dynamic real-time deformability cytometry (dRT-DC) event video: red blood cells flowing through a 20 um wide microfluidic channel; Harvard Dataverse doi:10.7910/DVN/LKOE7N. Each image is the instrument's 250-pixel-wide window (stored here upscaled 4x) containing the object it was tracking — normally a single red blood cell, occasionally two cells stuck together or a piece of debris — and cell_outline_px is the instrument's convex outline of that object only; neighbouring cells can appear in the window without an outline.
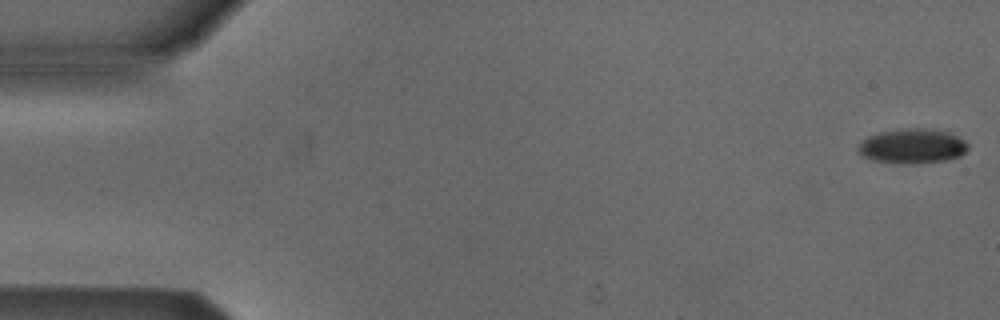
{"species": "Egyptian fruit bat (a non-hibernating species)", "species_latin": "Rousettus aegyptiacus", "temperature_condition": "cold", "stored_images_in_passage": 6, "camera_frame_rate_fps": 3000, "um_per_image_px": 0.085, "animal": {"sex": "male"}, "frame": {"image": 1, "passage_image": 1, "time_ms": 0.0, "image_size_px": [1000, 320], "cell_outline_px": [[968, 148], [960, 156], [948, 160], [912, 164], [900, 164], [872, 160], [860, 156], [856, 152], [860, 144], [868, 136], [880, 132], [896, 128], [932, 128], [948, 132], [964, 140], [968, 144]], "centroid_in_image_um": [77.53, 12.42], "position_along_channel_um": 7.5, "area_um2": 22.6}}
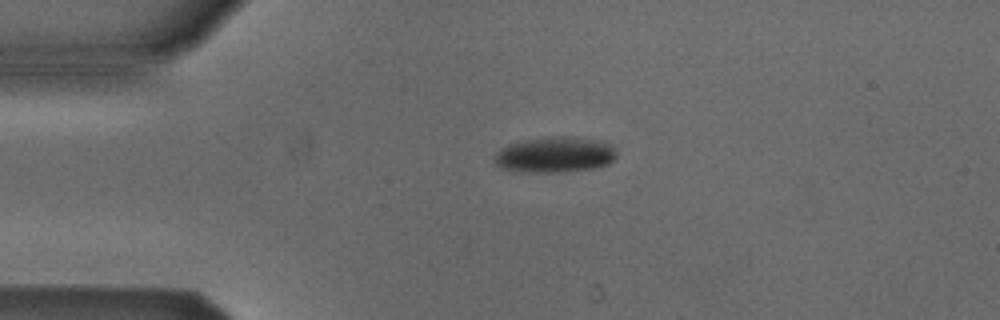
{"frame": {"image": 2, "passage_image": 4, "time_ms": 3.667, "image_size_px": [1000, 320], "cell_outline_px": [[616, 156], [608, 164], [596, 168], [564, 172], [536, 172], [500, 168], [492, 160], [492, 156], [500, 148], [508, 144], [524, 140], [552, 136], [568, 136], [600, 140], [612, 144], [616, 152]], "centroid_in_image_um": [47.16, 13.14], "position_along_channel_um": 37.8, "area_um2": 25.66}}